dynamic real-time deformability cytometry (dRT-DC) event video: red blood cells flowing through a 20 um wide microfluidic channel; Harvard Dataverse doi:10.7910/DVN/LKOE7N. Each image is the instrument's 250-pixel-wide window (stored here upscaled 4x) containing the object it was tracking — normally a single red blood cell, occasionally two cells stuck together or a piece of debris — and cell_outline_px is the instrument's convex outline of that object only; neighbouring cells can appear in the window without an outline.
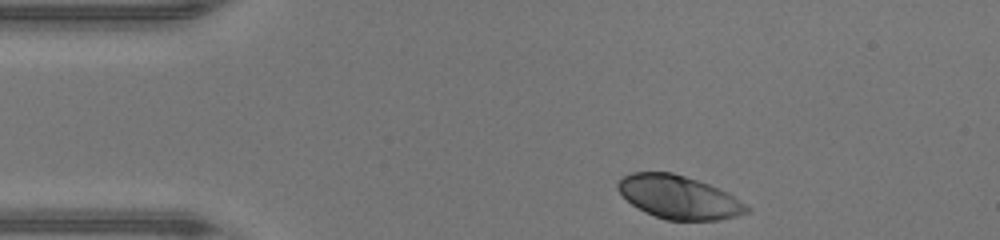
{"species": "human", "species_latin": "Homo sapiens", "temperature_condition": "warm", "stored_images_in_passage": 32, "camera_frame_rate_fps": 3000, "um_per_image_px": 0.085, "donor": {"sex": "male"}, "frame": {"image": 1, "passage_image": 1, "time_ms": 0.0, "image_size_px": [1000, 240], "cell_outline_px": [[752, 208], [748, 212], [736, 216], [720, 220], [668, 220], [656, 216], [632, 204], [616, 188], [616, 184], [624, 176], [632, 172], [672, 172], [708, 184], [728, 192]], "centroid_in_image_um": [57.73, 16.76], "position_along_channel_um": 27.3, "area_um2": 32.14}}
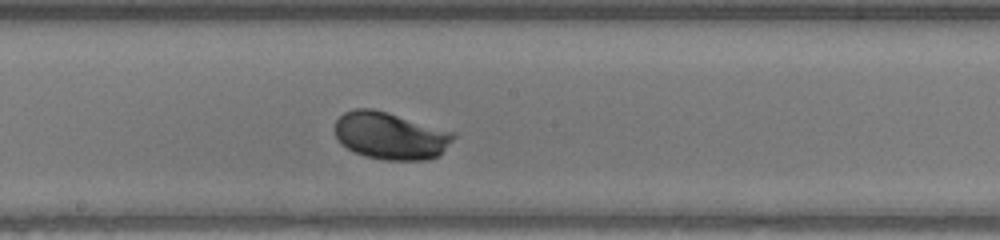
{"frame": {"image": 2, "passage_image": 18, "time_ms": 5.667, "image_size_px": [1000, 240], "cell_outline_px": [[456, 136], [440, 156], [428, 160], [384, 160], [364, 156], [340, 144], [336, 140], [336, 120], [344, 112], [356, 108], [372, 108], [456, 132]], "centroid_in_image_um": [33.21, 11.55], "position_along_channel_um": 215.0, "area_um2": 32.83}}
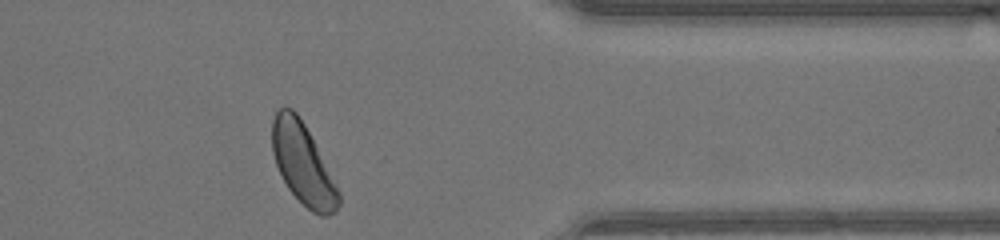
{"frame": {"image": 3, "passage_image": 31, "time_ms": 10.0, "image_size_px": [1000, 240], "cell_outline_px": [[340, 204], [336, 212], [328, 216], [320, 216], [312, 212], [288, 188], [276, 164], [272, 152], [272, 120], [276, 112], [280, 108], [292, 108], [296, 112], [304, 124], [340, 192]], "centroid_in_image_um": [25.74, 13.96], "position_along_channel_um": 385.7, "area_um2": 30.75}, "authors_computed_cell_mechanics": {"area_um2": 32.1657, "velocity_mm_per_s": 4.3703, "shape_relaxation_time_tau1_ms": 1.4507, "shape_relaxation_time_tau2_ms": null, "deformation_change_tau1": 0.128, "deformation_change_tau2": null}}